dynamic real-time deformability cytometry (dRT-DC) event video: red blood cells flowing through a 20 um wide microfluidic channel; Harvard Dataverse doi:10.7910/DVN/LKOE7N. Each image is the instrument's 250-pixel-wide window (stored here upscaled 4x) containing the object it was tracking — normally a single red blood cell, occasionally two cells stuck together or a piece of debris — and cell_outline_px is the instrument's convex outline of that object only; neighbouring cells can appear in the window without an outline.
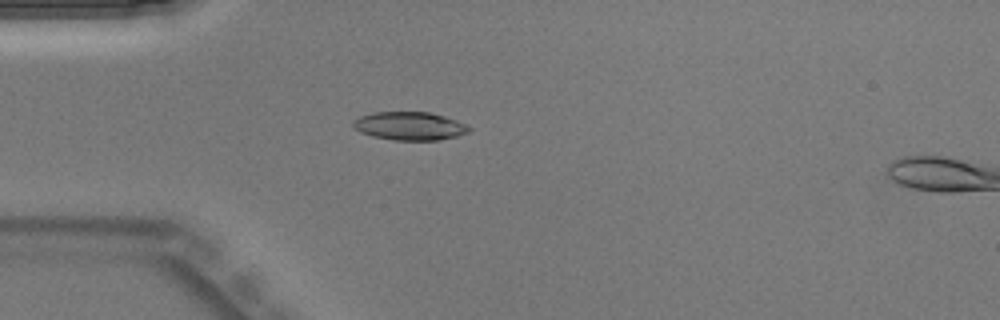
{"species": "Egyptian fruit bat (a non-hibernating species)", "species_latin": "Rousettus aegyptiacus", "temperature_condition": "warm", "stored_images_in_passage": 12, "camera_frame_rate_fps": 3000, "um_per_image_px": 0.085, "animal": {"sex": "male"}, "frame": {"image": 1, "passage_image": 10, "time_ms": 3.0, "image_size_px": [1000, 320], "cell_outline_px": [[472, 128], [468, 132], [456, 136], [440, 140], [392, 140], [372, 136], [360, 132], [352, 124], [352, 120], [360, 116], [372, 112], [428, 112], [444, 116], [456, 120]], "centroid_in_image_um": [34.79, 10.71], "position_along_channel_um": 50.2, "area_um2": 19.07}}